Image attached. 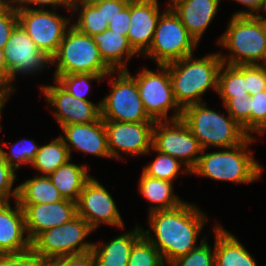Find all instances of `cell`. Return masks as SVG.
<instances>
[{"mask_svg":"<svg viewBox=\"0 0 266 266\" xmlns=\"http://www.w3.org/2000/svg\"><path fill=\"white\" fill-rule=\"evenodd\" d=\"M236 3H240L248 10H240L235 12L234 16H255L259 14L266 5V0H233Z\"/></svg>","mask_w":266,"mask_h":266,"instance_id":"cell-46","label":"cell"},{"mask_svg":"<svg viewBox=\"0 0 266 266\" xmlns=\"http://www.w3.org/2000/svg\"><path fill=\"white\" fill-rule=\"evenodd\" d=\"M0 202V255L22 253L31 249V241L26 232L22 207L15 200Z\"/></svg>","mask_w":266,"mask_h":266,"instance_id":"cell-20","label":"cell"},{"mask_svg":"<svg viewBox=\"0 0 266 266\" xmlns=\"http://www.w3.org/2000/svg\"><path fill=\"white\" fill-rule=\"evenodd\" d=\"M43 266H95V258L92 251L64 256L61 258H48L41 260Z\"/></svg>","mask_w":266,"mask_h":266,"instance_id":"cell-41","label":"cell"},{"mask_svg":"<svg viewBox=\"0 0 266 266\" xmlns=\"http://www.w3.org/2000/svg\"><path fill=\"white\" fill-rule=\"evenodd\" d=\"M16 173L6 161L0 164V202H10L11 198L17 200L18 185L13 188L17 180Z\"/></svg>","mask_w":266,"mask_h":266,"instance_id":"cell-39","label":"cell"},{"mask_svg":"<svg viewBox=\"0 0 266 266\" xmlns=\"http://www.w3.org/2000/svg\"><path fill=\"white\" fill-rule=\"evenodd\" d=\"M207 220V214L196 204L186 201L176 208L148 214L147 223L154 234L144 228L142 233L167 266L200 245L197 240Z\"/></svg>","mask_w":266,"mask_h":266,"instance_id":"cell-1","label":"cell"},{"mask_svg":"<svg viewBox=\"0 0 266 266\" xmlns=\"http://www.w3.org/2000/svg\"><path fill=\"white\" fill-rule=\"evenodd\" d=\"M64 140L72 158V150H77L98 157L111 158L107 146V132L102 118L88 124H71L61 126Z\"/></svg>","mask_w":266,"mask_h":266,"instance_id":"cell-19","label":"cell"},{"mask_svg":"<svg viewBox=\"0 0 266 266\" xmlns=\"http://www.w3.org/2000/svg\"><path fill=\"white\" fill-rule=\"evenodd\" d=\"M152 147L160 153L179 159L190 171L197 164L203 150L181 118L155 121Z\"/></svg>","mask_w":266,"mask_h":266,"instance_id":"cell-12","label":"cell"},{"mask_svg":"<svg viewBox=\"0 0 266 266\" xmlns=\"http://www.w3.org/2000/svg\"><path fill=\"white\" fill-rule=\"evenodd\" d=\"M226 112L243 128L250 136V96L247 98H229L224 103Z\"/></svg>","mask_w":266,"mask_h":266,"instance_id":"cell-37","label":"cell"},{"mask_svg":"<svg viewBox=\"0 0 266 266\" xmlns=\"http://www.w3.org/2000/svg\"><path fill=\"white\" fill-rule=\"evenodd\" d=\"M140 176L138 190L150 202L148 214L173 209L185 202L174 194V182L150 177L143 171Z\"/></svg>","mask_w":266,"mask_h":266,"instance_id":"cell-25","label":"cell"},{"mask_svg":"<svg viewBox=\"0 0 266 266\" xmlns=\"http://www.w3.org/2000/svg\"><path fill=\"white\" fill-rule=\"evenodd\" d=\"M207 240V235L203 236L197 248L171 261L167 266H215L214 245L212 248Z\"/></svg>","mask_w":266,"mask_h":266,"instance_id":"cell-35","label":"cell"},{"mask_svg":"<svg viewBox=\"0 0 266 266\" xmlns=\"http://www.w3.org/2000/svg\"><path fill=\"white\" fill-rule=\"evenodd\" d=\"M74 1L75 0H14L13 2L17 7H27L30 9H45L46 6L48 8L50 5V9L53 8V10H56L59 6H62L63 8H67L68 12H71Z\"/></svg>","mask_w":266,"mask_h":266,"instance_id":"cell-44","label":"cell"},{"mask_svg":"<svg viewBox=\"0 0 266 266\" xmlns=\"http://www.w3.org/2000/svg\"><path fill=\"white\" fill-rule=\"evenodd\" d=\"M198 45L179 16L166 7L157 21L152 43L143 55L157 65H167L193 55Z\"/></svg>","mask_w":266,"mask_h":266,"instance_id":"cell-8","label":"cell"},{"mask_svg":"<svg viewBox=\"0 0 266 266\" xmlns=\"http://www.w3.org/2000/svg\"><path fill=\"white\" fill-rule=\"evenodd\" d=\"M255 17L259 20V22L262 26L263 34L266 38V17L263 16L262 14H257V15H255Z\"/></svg>","mask_w":266,"mask_h":266,"instance_id":"cell-49","label":"cell"},{"mask_svg":"<svg viewBox=\"0 0 266 266\" xmlns=\"http://www.w3.org/2000/svg\"><path fill=\"white\" fill-rule=\"evenodd\" d=\"M213 226L215 266H257L255 258L234 234L222 225Z\"/></svg>","mask_w":266,"mask_h":266,"instance_id":"cell-23","label":"cell"},{"mask_svg":"<svg viewBox=\"0 0 266 266\" xmlns=\"http://www.w3.org/2000/svg\"><path fill=\"white\" fill-rule=\"evenodd\" d=\"M71 159L64 140L58 136L46 145H40L31 166L39 171V176H49L58 167Z\"/></svg>","mask_w":266,"mask_h":266,"instance_id":"cell-28","label":"cell"},{"mask_svg":"<svg viewBox=\"0 0 266 266\" xmlns=\"http://www.w3.org/2000/svg\"><path fill=\"white\" fill-rule=\"evenodd\" d=\"M263 10L265 11V14H262V15H263V16H266V5H265V7H264Z\"/></svg>","mask_w":266,"mask_h":266,"instance_id":"cell-53","label":"cell"},{"mask_svg":"<svg viewBox=\"0 0 266 266\" xmlns=\"http://www.w3.org/2000/svg\"><path fill=\"white\" fill-rule=\"evenodd\" d=\"M9 2L10 0H0V10L3 9Z\"/></svg>","mask_w":266,"mask_h":266,"instance_id":"cell-52","label":"cell"},{"mask_svg":"<svg viewBox=\"0 0 266 266\" xmlns=\"http://www.w3.org/2000/svg\"><path fill=\"white\" fill-rule=\"evenodd\" d=\"M97 44L100 56L112 71H127V63L138 55L130 46L127 36L106 29L103 33L92 36Z\"/></svg>","mask_w":266,"mask_h":266,"instance_id":"cell-24","label":"cell"},{"mask_svg":"<svg viewBox=\"0 0 266 266\" xmlns=\"http://www.w3.org/2000/svg\"><path fill=\"white\" fill-rule=\"evenodd\" d=\"M246 85L249 96L266 90V65H246Z\"/></svg>","mask_w":266,"mask_h":266,"instance_id":"cell-40","label":"cell"},{"mask_svg":"<svg viewBox=\"0 0 266 266\" xmlns=\"http://www.w3.org/2000/svg\"><path fill=\"white\" fill-rule=\"evenodd\" d=\"M56 11L17 7L18 24L49 59L56 54L67 30L72 26L70 17H63Z\"/></svg>","mask_w":266,"mask_h":266,"instance_id":"cell-11","label":"cell"},{"mask_svg":"<svg viewBox=\"0 0 266 266\" xmlns=\"http://www.w3.org/2000/svg\"><path fill=\"white\" fill-rule=\"evenodd\" d=\"M2 131V128H0V132ZM4 148L1 147L0 145V164L5 162V157H4Z\"/></svg>","mask_w":266,"mask_h":266,"instance_id":"cell-50","label":"cell"},{"mask_svg":"<svg viewBox=\"0 0 266 266\" xmlns=\"http://www.w3.org/2000/svg\"><path fill=\"white\" fill-rule=\"evenodd\" d=\"M4 57L12 77V93L15 92L17 75L39 74L50 65V59L35 45L27 32L18 24L12 31L4 48Z\"/></svg>","mask_w":266,"mask_h":266,"instance_id":"cell-15","label":"cell"},{"mask_svg":"<svg viewBox=\"0 0 266 266\" xmlns=\"http://www.w3.org/2000/svg\"><path fill=\"white\" fill-rule=\"evenodd\" d=\"M71 12H78V18L72 21V26L84 34L93 36L108 29L102 8H96L89 0H75Z\"/></svg>","mask_w":266,"mask_h":266,"instance_id":"cell-30","label":"cell"},{"mask_svg":"<svg viewBox=\"0 0 266 266\" xmlns=\"http://www.w3.org/2000/svg\"><path fill=\"white\" fill-rule=\"evenodd\" d=\"M19 205L24 212L26 232L31 242L43 231L70 222L77 216V202L65 198L53 203Z\"/></svg>","mask_w":266,"mask_h":266,"instance_id":"cell-17","label":"cell"},{"mask_svg":"<svg viewBox=\"0 0 266 266\" xmlns=\"http://www.w3.org/2000/svg\"><path fill=\"white\" fill-rule=\"evenodd\" d=\"M221 0H181L171 8L179 16L189 34L199 43L217 16Z\"/></svg>","mask_w":266,"mask_h":266,"instance_id":"cell-21","label":"cell"},{"mask_svg":"<svg viewBox=\"0 0 266 266\" xmlns=\"http://www.w3.org/2000/svg\"><path fill=\"white\" fill-rule=\"evenodd\" d=\"M11 95L6 92L4 89L0 88V121H1V113H2V110L3 108L5 107V103L7 102V100L9 99ZM0 128L1 127V122H0Z\"/></svg>","mask_w":266,"mask_h":266,"instance_id":"cell-48","label":"cell"},{"mask_svg":"<svg viewBox=\"0 0 266 266\" xmlns=\"http://www.w3.org/2000/svg\"><path fill=\"white\" fill-rule=\"evenodd\" d=\"M50 64L55 67L53 75L94 73L105 77L112 72L102 60L92 36L74 26L67 30Z\"/></svg>","mask_w":266,"mask_h":266,"instance_id":"cell-6","label":"cell"},{"mask_svg":"<svg viewBox=\"0 0 266 266\" xmlns=\"http://www.w3.org/2000/svg\"><path fill=\"white\" fill-rule=\"evenodd\" d=\"M223 61L219 52L195 58L190 55L167 64L176 103L185 107L204 102L208 90L217 93L218 76Z\"/></svg>","mask_w":266,"mask_h":266,"instance_id":"cell-2","label":"cell"},{"mask_svg":"<svg viewBox=\"0 0 266 266\" xmlns=\"http://www.w3.org/2000/svg\"><path fill=\"white\" fill-rule=\"evenodd\" d=\"M105 78L110 84L111 92L100 101L103 120L155 122L147 114L140 98L136 80L131 76L129 70L112 71Z\"/></svg>","mask_w":266,"mask_h":266,"instance_id":"cell-7","label":"cell"},{"mask_svg":"<svg viewBox=\"0 0 266 266\" xmlns=\"http://www.w3.org/2000/svg\"><path fill=\"white\" fill-rule=\"evenodd\" d=\"M127 266H166L158 250L142 236L133 246Z\"/></svg>","mask_w":266,"mask_h":266,"instance_id":"cell-34","label":"cell"},{"mask_svg":"<svg viewBox=\"0 0 266 266\" xmlns=\"http://www.w3.org/2000/svg\"><path fill=\"white\" fill-rule=\"evenodd\" d=\"M149 151H155L157 155L152 162L146 164L143 167L142 171L146 175L157 179L175 182V180L178 179V175H180V173H191V171L186 168L179 159L171 157L170 155L160 153L153 147H151Z\"/></svg>","mask_w":266,"mask_h":266,"instance_id":"cell-31","label":"cell"},{"mask_svg":"<svg viewBox=\"0 0 266 266\" xmlns=\"http://www.w3.org/2000/svg\"><path fill=\"white\" fill-rule=\"evenodd\" d=\"M94 231L77 215L70 222L40 233L31 242V249L40 260L86 253L92 251L94 242L85 239Z\"/></svg>","mask_w":266,"mask_h":266,"instance_id":"cell-9","label":"cell"},{"mask_svg":"<svg viewBox=\"0 0 266 266\" xmlns=\"http://www.w3.org/2000/svg\"><path fill=\"white\" fill-rule=\"evenodd\" d=\"M181 119L202 149L234 147L249 136L229 113L220 114L215 111V107L208 108L206 101L185 107Z\"/></svg>","mask_w":266,"mask_h":266,"instance_id":"cell-4","label":"cell"},{"mask_svg":"<svg viewBox=\"0 0 266 266\" xmlns=\"http://www.w3.org/2000/svg\"><path fill=\"white\" fill-rule=\"evenodd\" d=\"M55 85H41L40 91L45 101L54 109L53 116L58 125L88 124L101 118V102L84 101L69 94L55 80Z\"/></svg>","mask_w":266,"mask_h":266,"instance_id":"cell-16","label":"cell"},{"mask_svg":"<svg viewBox=\"0 0 266 266\" xmlns=\"http://www.w3.org/2000/svg\"><path fill=\"white\" fill-rule=\"evenodd\" d=\"M255 140L252 135L234 147L217 149L213 152H206L207 149H203L190 174L237 184L257 181L262 176L264 167L255 160L253 150L250 149L249 145Z\"/></svg>","mask_w":266,"mask_h":266,"instance_id":"cell-3","label":"cell"},{"mask_svg":"<svg viewBox=\"0 0 266 266\" xmlns=\"http://www.w3.org/2000/svg\"><path fill=\"white\" fill-rule=\"evenodd\" d=\"M2 146L9 148V152L4 151V157L8 165L14 170L20 169L22 164L31 165L40 147L33 139L27 138L18 140L11 145L3 142Z\"/></svg>","mask_w":266,"mask_h":266,"instance_id":"cell-33","label":"cell"},{"mask_svg":"<svg viewBox=\"0 0 266 266\" xmlns=\"http://www.w3.org/2000/svg\"><path fill=\"white\" fill-rule=\"evenodd\" d=\"M156 67V71L147 67L139 70L136 75H131L136 80L144 108L154 121L180 119L182 109L175 101L168 67ZM171 110L174 113L169 117Z\"/></svg>","mask_w":266,"mask_h":266,"instance_id":"cell-10","label":"cell"},{"mask_svg":"<svg viewBox=\"0 0 266 266\" xmlns=\"http://www.w3.org/2000/svg\"><path fill=\"white\" fill-rule=\"evenodd\" d=\"M130 1L129 3L117 14V16L108 23V29L121 33L127 36L130 28Z\"/></svg>","mask_w":266,"mask_h":266,"instance_id":"cell-45","label":"cell"},{"mask_svg":"<svg viewBox=\"0 0 266 266\" xmlns=\"http://www.w3.org/2000/svg\"><path fill=\"white\" fill-rule=\"evenodd\" d=\"M77 215L94 230L101 224L119 229L125 226L112 195L93 176L86 182L80 193L77 201Z\"/></svg>","mask_w":266,"mask_h":266,"instance_id":"cell-14","label":"cell"},{"mask_svg":"<svg viewBox=\"0 0 266 266\" xmlns=\"http://www.w3.org/2000/svg\"><path fill=\"white\" fill-rule=\"evenodd\" d=\"M17 25V5L13 1H10L0 10V48H5L12 31Z\"/></svg>","mask_w":266,"mask_h":266,"instance_id":"cell-38","label":"cell"},{"mask_svg":"<svg viewBox=\"0 0 266 266\" xmlns=\"http://www.w3.org/2000/svg\"><path fill=\"white\" fill-rule=\"evenodd\" d=\"M181 0H168V2L166 3L167 8H171L172 6H174L177 2H179Z\"/></svg>","mask_w":266,"mask_h":266,"instance_id":"cell-51","label":"cell"},{"mask_svg":"<svg viewBox=\"0 0 266 266\" xmlns=\"http://www.w3.org/2000/svg\"><path fill=\"white\" fill-rule=\"evenodd\" d=\"M0 88L12 96V77L4 57V49L0 48Z\"/></svg>","mask_w":266,"mask_h":266,"instance_id":"cell-47","label":"cell"},{"mask_svg":"<svg viewBox=\"0 0 266 266\" xmlns=\"http://www.w3.org/2000/svg\"><path fill=\"white\" fill-rule=\"evenodd\" d=\"M63 199L48 176L34 175L33 178L18 185L17 201L19 204L53 203Z\"/></svg>","mask_w":266,"mask_h":266,"instance_id":"cell-27","label":"cell"},{"mask_svg":"<svg viewBox=\"0 0 266 266\" xmlns=\"http://www.w3.org/2000/svg\"><path fill=\"white\" fill-rule=\"evenodd\" d=\"M104 123L107 132V146L112 159L124 161L123 154L138 157L150 153L155 122L104 120Z\"/></svg>","mask_w":266,"mask_h":266,"instance_id":"cell-13","label":"cell"},{"mask_svg":"<svg viewBox=\"0 0 266 266\" xmlns=\"http://www.w3.org/2000/svg\"><path fill=\"white\" fill-rule=\"evenodd\" d=\"M88 168V165L74 164L70 159L48 177L63 198L77 202L84 185L92 177Z\"/></svg>","mask_w":266,"mask_h":266,"instance_id":"cell-26","label":"cell"},{"mask_svg":"<svg viewBox=\"0 0 266 266\" xmlns=\"http://www.w3.org/2000/svg\"><path fill=\"white\" fill-rule=\"evenodd\" d=\"M41 260L29 249L22 253L0 255V266H38Z\"/></svg>","mask_w":266,"mask_h":266,"instance_id":"cell-42","label":"cell"},{"mask_svg":"<svg viewBox=\"0 0 266 266\" xmlns=\"http://www.w3.org/2000/svg\"><path fill=\"white\" fill-rule=\"evenodd\" d=\"M229 54L219 55L229 65H266V38L255 16H234L216 40Z\"/></svg>","mask_w":266,"mask_h":266,"instance_id":"cell-5","label":"cell"},{"mask_svg":"<svg viewBox=\"0 0 266 266\" xmlns=\"http://www.w3.org/2000/svg\"><path fill=\"white\" fill-rule=\"evenodd\" d=\"M250 136L266 133V90L250 96Z\"/></svg>","mask_w":266,"mask_h":266,"instance_id":"cell-36","label":"cell"},{"mask_svg":"<svg viewBox=\"0 0 266 266\" xmlns=\"http://www.w3.org/2000/svg\"><path fill=\"white\" fill-rule=\"evenodd\" d=\"M135 228L107 242H94L92 252L95 266H127L134 244L143 236L142 227Z\"/></svg>","mask_w":266,"mask_h":266,"instance_id":"cell-22","label":"cell"},{"mask_svg":"<svg viewBox=\"0 0 266 266\" xmlns=\"http://www.w3.org/2000/svg\"><path fill=\"white\" fill-rule=\"evenodd\" d=\"M158 2V0H130L131 19L127 39L138 55L143 56L152 43L157 21L163 12Z\"/></svg>","mask_w":266,"mask_h":266,"instance_id":"cell-18","label":"cell"},{"mask_svg":"<svg viewBox=\"0 0 266 266\" xmlns=\"http://www.w3.org/2000/svg\"><path fill=\"white\" fill-rule=\"evenodd\" d=\"M96 8H102L104 19L110 23L130 0H89Z\"/></svg>","mask_w":266,"mask_h":266,"instance_id":"cell-43","label":"cell"},{"mask_svg":"<svg viewBox=\"0 0 266 266\" xmlns=\"http://www.w3.org/2000/svg\"><path fill=\"white\" fill-rule=\"evenodd\" d=\"M105 80L103 75L94 73H75L66 75H53V80H55L63 89H65L72 96L84 100L91 101L86 95L90 92L91 81Z\"/></svg>","mask_w":266,"mask_h":266,"instance_id":"cell-32","label":"cell"},{"mask_svg":"<svg viewBox=\"0 0 266 266\" xmlns=\"http://www.w3.org/2000/svg\"><path fill=\"white\" fill-rule=\"evenodd\" d=\"M217 93L223 104L232 97H249L246 85V65H229L223 63L218 76Z\"/></svg>","mask_w":266,"mask_h":266,"instance_id":"cell-29","label":"cell"}]
</instances>
